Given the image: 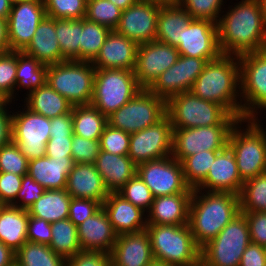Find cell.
<instances>
[{"mask_svg": "<svg viewBox=\"0 0 266 266\" xmlns=\"http://www.w3.org/2000/svg\"><path fill=\"white\" fill-rule=\"evenodd\" d=\"M56 36V19L46 16L38 25L30 44L23 52L45 65L67 61L61 54Z\"/></svg>", "mask_w": 266, "mask_h": 266, "instance_id": "cell-29", "label": "cell"}, {"mask_svg": "<svg viewBox=\"0 0 266 266\" xmlns=\"http://www.w3.org/2000/svg\"><path fill=\"white\" fill-rule=\"evenodd\" d=\"M0 172L28 174V160L13 141L0 147Z\"/></svg>", "mask_w": 266, "mask_h": 266, "instance_id": "cell-48", "label": "cell"}, {"mask_svg": "<svg viewBox=\"0 0 266 266\" xmlns=\"http://www.w3.org/2000/svg\"><path fill=\"white\" fill-rule=\"evenodd\" d=\"M77 231L82 250L108 254L112 251L118 236L103 208L79 224Z\"/></svg>", "mask_w": 266, "mask_h": 266, "instance_id": "cell-26", "label": "cell"}, {"mask_svg": "<svg viewBox=\"0 0 266 266\" xmlns=\"http://www.w3.org/2000/svg\"><path fill=\"white\" fill-rule=\"evenodd\" d=\"M172 153L173 128L167 115L158 123L130 134L128 156L137 166Z\"/></svg>", "mask_w": 266, "mask_h": 266, "instance_id": "cell-15", "label": "cell"}, {"mask_svg": "<svg viewBox=\"0 0 266 266\" xmlns=\"http://www.w3.org/2000/svg\"><path fill=\"white\" fill-rule=\"evenodd\" d=\"M149 266H171L163 262L153 261Z\"/></svg>", "mask_w": 266, "mask_h": 266, "instance_id": "cell-69", "label": "cell"}, {"mask_svg": "<svg viewBox=\"0 0 266 266\" xmlns=\"http://www.w3.org/2000/svg\"><path fill=\"white\" fill-rule=\"evenodd\" d=\"M24 105L49 119L70 113L73 105L47 83L24 97Z\"/></svg>", "mask_w": 266, "mask_h": 266, "instance_id": "cell-33", "label": "cell"}, {"mask_svg": "<svg viewBox=\"0 0 266 266\" xmlns=\"http://www.w3.org/2000/svg\"><path fill=\"white\" fill-rule=\"evenodd\" d=\"M238 59L242 119H249L266 110V49L245 53Z\"/></svg>", "mask_w": 266, "mask_h": 266, "instance_id": "cell-11", "label": "cell"}, {"mask_svg": "<svg viewBox=\"0 0 266 266\" xmlns=\"http://www.w3.org/2000/svg\"><path fill=\"white\" fill-rule=\"evenodd\" d=\"M12 4L9 0H0V17L7 19L10 11H11Z\"/></svg>", "mask_w": 266, "mask_h": 266, "instance_id": "cell-63", "label": "cell"}, {"mask_svg": "<svg viewBox=\"0 0 266 266\" xmlns=\"http://www.w3.org/2000/svg\"><path fill=\"white\" fill-rule=\"evenodd\" d=\"M118 193L145 213L154 200L151 190L138 174L128 180Z\"/></svg>", "mask_w": 266, "mask_h": 266, "instance_id": "cell-45", "label": "cell"}, {"mask_svg": "<svg viewBox=\"0 0 266 266\" xmlns=\"http://www.w3.org/2000/svg\"><path fill=\"white\" fill-rule=\"evenodd\" d=\"M240 212H266V172L243 183Z\"/></svg>", "mask_w": 266, "mask_h": 266, "instance_id": "cell-41", "label": "cell"}, {"mask_svg": "<svg viewBox=\"0 0 266 266\" xmlns=\"http://www.w3.org/2000/svg\"><path fill=\"white\" fill-rule=\"evenodd\" d=\"M13 102L10 101V99L5 95L3 94L1 91H0V109H4L6 108L7 106H12L10 104H12Z\"/></svg>", "mask_w": 266, "mask_h": 266, "instance_id": "cell-66", "label": "cell"}, {"mask_svg": "<svg viewBox=\"0 0 266 266\" xmlns=\"http://www.w3.org/2000/svg\"><path fill=\"white\" fill-rule=\"evenodd\" d=\"M122 11L109 0H87L85 18L115 30L119 24Z\"/></svg>", "mask_w": 266, "mask_h": 266, "instance_id": "cell-43", "label": "cell"}, {"mask_svg": "<svg viewBox=\"0 0 266 266\" xmlns=\"http://www.w3.org/2000/svg\"><path fill=\"white\" fill-rule=\"evenodd\" d=\"M46 17L44 3L22 0L11 7L7 18L8 43L10 50L23 52Z\"/></svg>", "mask_w": 266, "mask_h": 266, "instance_id": "cell-17", "label": "cell"}, {"mask_svg": "<svg viewBox=\"0 0 266 266\" xmlns=\"http://www.w3.org/2000/svg\"><path fill=\"white\" fill-rule=\"evenodd\" d=\"M166 116V100L142 88L132 99L107 117L108 124L132 134Z\"/></svg>", "mask_w": 266, "mask_h": 266, "instance_id": "cell-10", "label": "cell"}, {"mask_svg": "<svg viewBox=\"0 0 266 266\" xmlns=\"http://www.w3.org/2000/svg\"><path fill=\"white\" fill-rule=\"evenodd\" d=\"M155 261L171 266H200V248L188 224H147Z\"/></svg>", "mask_w": 266, "mask_h": 266, "instance_id": "cell-4", "label": "cell"}, {"mask_svg": "<svg viewBox=\"0 0 266 266\" xmlns=\"http://www.w3.org/2000/svg\"><path fill=\"white\" fill-rule=\"evenodd\" d=\"M45 191L46 189L29 174L23 175L21 188L16 197L15 207L28 210L34 202L41 198Z\"/></svg>", "mask_w": 266, "mask_h": 266, "instance_id": "cell-51", "label": "cell"}, {"mask_svg": "<svg viewBox=\"0 0 266 266\" xmlns=\"http://www.w3.org/2000/svg\"><path fill=\"white\" fill-rule=\"evenodd\" d=\"M264 20L266 21V0H258Z\"/></svg>", "mask_w": 266, "mask_h": 266, "instance_id": "cell-68", "label": "cell"}, {"mask_svg": "<svg viewBox=\"0 0 266 266\" xmlns=\"http://www.w3.org/2000/svg\"><path fill=\"white\" fill-rule=\"evenodd\" d=\"M234 125L173 129V158L182 162L198 152L224 150L228 146L229 134Z\"/></svg>", "mask_w": 266, "mask_h": 266, "instance_id": "cell-13", "label": "cell"}, {"mask_svg": "<svg viewBox=\"0 0 266 266\" xmlns=\"http://www.w3.org/2000/svg\"><path fill=\"white\" fill-rule=\"evenodd\" d=\"M191 198L192 193L154 197L153 203L146 213L147 224H188Z\"/></svg>", "mask_w": 266, "mask_h": 266, "instance_id": "cell-27", "label": "cell"}, {"mask_svg": "<svg viewBox=\"0 0 266 266\" xmlns=\"http://www.w3.org/2000/svg\"><path fill=\"white\" fill-rule=\"evenodd\" d=\"M141 1L153 2L165 6V5H176L178 4L179 0H141Z\"/></svg>", "mask_w": 266, "mask_h": 266, "instance_id": "cell-67", "label": "cell"}, {"mask_svg": "<svg viewBox=\"0 0 266 266\" xmlns=\"http://www.w3.org/2000/svg\"><path fill=\"white\" fill-rule=\"evenodd\" d=\"M109 193H118L137 174V165L128 155L100 151L94 163Z\"/></svg>", "mask_w": 266, "mask_h": 266, "instance_id": "cell-28", "label": "cell"}, {"mask_svg": "<svg viewBox=\"0 0 266 266\" xmlns=\"http://www.w3.org/2000/svg\"><path fill=\"white\" fill-rule=\"evenodd\" d=\"M228 9L217 22L221 54L240 56L266 49V21L258 0H241Z\"/></svg>", "mask_w": 266, "mask_h": 266, "instance_id": "cell-1", "label": "cell"}, {"mask_svg": "<svg viewBox=\"0 0 266 266\" xmlns=\"http://www.w3.org/2000/svg\"><path fill=\"white\" fill-rule=\"evenodd\" d=\"M71 148L75 163H95L101 151L99 140H90L75 134L72 136Z\"/></svg>", "mask_w": 266, "mask_h": 266, "instance_id": "cell-50", "label": "cell"}, {"mask_svg": "<svg viewBox=\"0 0 266 266\" xmlns=\"http://www.w3.org/2000/svg\"><path fill=\"white\" fill-rule=\"evenodd\" d=\"M250 243L248 224L245 215L240 212L201 248L200 266H239Z\"/></svg>", "mask_w": 266, "mask_h": 266, "instance_id": "cell-8", "label": "cell"}, {"mask_svg": "<svg viewBox=\"0 0 266 266\" xmlns=\"http://www.w3.org/2000/svg\"><path fill=\"white\" fill-rule=\"evenodd\" d=\"M71 198L66 189L46 190L41 198L34 202L27 211L29 216L54 223L68 218Z\"/></svg>", "mask_w": 266, "mask_h": 266, "instance_id": "cell-34", "label": "cell"}, {"mask_svg": "<svg viewBox=\"0 0 266 266\" xmlns=\"http://www.w3.org/2000/svg\"><path fill=\"white\" fill-rule=\"evenodd\" d=\"M29 213L12 205H0V241L17 252L27 240Z\"/></svg>", "mask_w": 266, "mask_h": 266, "instance_id": "cell-31", "label": "cell"}, {"mask_svg": "<svg viewBox=\"0 0 266 266\" xmlns=\"http://www.w3.org/2000/svg\"><path fill=\"white\" fill-rule=\"evenodd\" d=\"M137 49L136 42L116 30H111L92 64L95 69L134 70Z\"/></svg>", "mask_w": 266, "mask_h": 266, "instance_id": "cell-23", "label": "cell"}, {"mask_svg": "<svg viewBox=\"0 0 266 266\" xmlns=\"http://www.w3.org/2000/svg\"><path fill=\"white\" fill-rule=\"evenodd\" d=\"M176 49L182 56L208 59L209 61L217 59L221 55L217 23L208 19H192L183 29Z\"/></svg>", "mask_w": 266, "mask_h": 266, "instance_id": "cell-18", "label": "cell"}, {"mask_svg": "<svg viewBox=\"0 0 266 266\" xmlns=\"http://www.w3.org/2000/svg\"><path fill=\"white\" fill-rule=\"evenodd\" d=\"M15 264V252L0 241V266H13Z\"/></svg>", "mask_w": 266, "mask_h": 266, "instance_id": "cell-61", "label": "cell"}, {"mask_svg": "<svg viewBox=\"0 0 266 266\" xmlns=\"http://www.w3.org/2000/svg\"><path fill=\"white\" fill-rule=\"evenodd\" d=\"M10 1V3L13 5V4H16V3H18V2H20V1H22V0H9Z\"/></svg>", "mask_w": 266, "mask_h": 266, "instance_id": "cell-70", "label": "cell"}, {"mask_svg": "<svg viewBox=\"0 0 266 266\" xmlns=\"http://www.w3.org/2000/svg\"><path fill=\"white\" fill-rule=\"evenodd\" d=\"M95 70L92 62L74 60L47 65L46 83L73 106L89 105Z\"/></svg>", "mask_w": 266, "mask_h": 266, "instance_id": "cell-7", "label": "cell"}, {"mask_svg": "<svg viewBox=\"0 0 266 266\" xmlns=\"http://www.w3.org/2000/svg\"><path fill=\"white\" fill-rule=\"evenodd\" d=\"M245 215L250 241L266 248V212H241Z\"/></svg>", "mask_w": 266, "mask_h": 266, "instance_id": "cell-55", "label": "cell"}, {"mask_svg": "<svg viewBox=\"0 0 266 266\" xmlns=\"http://www.w3.org/2000/svg\"><path fill=\"white\" fill-rule=\"evenodd\" d=\"M46 16L53 19H83L87 0H45Z\"/></svg>", "mask_w": 266, "mask_h": 266, "instance_id": "cell-44", "label": "cell"}, {"mask_svg": "<svg viewBox=\"0 0 266 266\" xmlns=\"http://www.w3.org/2000/svg\"><path fill=\"white\" fill-rule=\"evenodd\" d=\"M110 257L114 266H149L154 257L146 229L118 235Z\"/></svg>", "mask_w": 266, "mask_h": 266, "instance_id": "cell-22", "label": "cell"}, {"mask_svg": "<svg viewBox=\"0 0 266 266\" xmlns=\"http://www.w3.org/2000/svg\"><path fill=\"white\" fill-rule=\"evenodd\" d=\"M161 6L157 3L138 0L122 11L115 30L138 45L155 41L157 18Z\"/></svg>", "mask_w": 266, "mask_h": 266, "instance_id": "cell-19", "label": "cell"}, {"mask_svg": "<svg viewBox=\"0 0 266 266\" xmlns=\"http://www.w3.org/2000/svg\"><path fill=\"white\" fill-rule=\"evenodd\" d=\"M226 2L224 0H179L178 4L186 10L193 19H208L217 23ZM224 8H223V7Z\"/></svg>", "mask_w": 266, "mask_h": 266, "instance_id": "cell-46", "label": "cell"}, {"mask_svg": "<svg viewBox=\"0 0 266 266\" xmlns=\"http://www.w3.org/2000/svg\"><path fill=\"white\" fill-rule=\"evenodd\" d=\"M193 18L179 4L160 7L155 41L177 48L183 29Z\"/></svg>", "mask_w": 266, "mask_h": 266, "instance_id": "cell-32", "label": "cell"}, {"mask_svg": "<svg viewBox=\"0 0 266 266\" xmlns=\"http://www.w3.org/2000/svg\"><path fill=\"white\" fill-rule=\"evenodd\" d=\"M228 147L235 156L243 182L266 172L265 137L250 119H240L233 126L229 134Z\"/></svg>", "mask_w": 266, "mask_h": 266, "instance_id": "cell-6", "label": "cell"}, {"mask_svg": "<svg viewBox=\"0 0 266 266\" xmlns=\"http://www.w3.org/2000/svg\"><path fill=\"white\" fill-rule=\"evenodd\" d=\"M239 266H266V248L251 242L246 247Z\"/></svg>", "mask_w": 266, "mask_h": 266, "instance_id": "cell-58", "label": "cell"}, {"mask_svg": "<svg viewBox=\"0 0 266 266\" xmlns=\"http://www.w3.org/2000/svg\"><path fill=\"white\" fill-rule=\"evenodd\" d=\"M29 1H36V2H39V3H44L45 0H29Z\"/></svg>", "mask_w": 266, "mask_h": 266, "instance_id": "cell-71", "label": "cell"}, {"mask_svg": "<svg viewBox=\"0 0 266 266\" xmlns=\"http://www.w3.org/2000/svg\"><path fill=\"white\" fill-rule=\"evenodd\" d=\"M240 213L239 195L193 189L188 225L201 249Z\"/></svg>", "mask_w": 266, "mask_h": 266, "instance_id": "cell-3", "label": "cell"}, {"mask_svg": "<svg viewBox=\"0 0 266 266\" xmlns=\"http://www.w3.org/2000/svg\"><path fill=\"white\" fill-rule=\"evenodd\" d=\"M166 115L173 129L236 124L240 120L222 105L203 100L191 91L169 98L166 101Z\"/></svg>", "mask_w": 266, "mask_h": 266, "instance_id": "cell-5", "label": "cell"}, {"mask_svg": "<svg viewBox=\"0 0 266 266\" xmlns=\"http://www.w3.org/2000/svg\"><path fill=\"white\" fill-rule=\"evenodd\" d=\"M220 151H202L186 157L182 162L186 183L195 189L207 176Z\"/></svg>", "mask_w": 266, "mask_h": 266, "instance_id": "cell-42", "label": "cell"}, {"mask_svg": "<svg viewBox=\"0 0 266 266\" xmlns=\"http://www.w3.org/2000/svg\"><path fill=\"white\" fill-rule=\"evenodd\" d=\"M51 223L48 221L29 216L27 228V240L29 242L49 245L51 242Z\"/></svg>", "mask_w": 266, "mask_h": 266, "instance_id": "cell-56", "label": "cell"}, {"mask_svg": "<svg viewBox=\"0 0 266 266\" xmlns=\"http://www.w3.org/2000/svg\"><path fill=\"white\" fill-rule=\"evenodd\" d=\"M75 162L73 159L47 156L28 161V174L46 190L66 189L67 177Z\"/></svg>", "mask_w": 266, "mask_h": 266, "instance_id": "cell-30", "label": "cell"}, {"mask_svg": "<svg viewBox=\"0 0 266 266\" xmlns=\"http://www.w3.org/2000/svg\"><path fill=\"white\" fill-rule=\"evenodd\" d=\"M82 19H56V37L66 60L80 61Z\"/></svg>", "mask_w": 266, "mask_h": 266, "instance_id": "cell-39", "label": "cell"}, {"mask_svg": "<svg viewBox=\"0 0 266 266\" xmlns=\"http://www.w3.org/2000/svg\"><path fill=\"white\" fill-rule=\"evenodd\" d=\"M47 65L41 63L36 58L24 52L17 51V72L15 86V100H19L16 95L23 88L27 90L26 96L39 87L46 84ZM17 98V99H16Z\"/></svg>", "mask_w": 266, "mask_h": 266, "instance_id": "cell-35", "label": "cell"}, {"mask_svg": "<svg viewBox=\"0 0 266 266\" xmlns=\"http://www.w3.org/2000/svg\"><path fill=\"white\" fill-rule=\"evenodd\" d=\"M50 128L49 118L31 111L24 104L22 110L12 112V141L28 161L46 156Z\"/></svg>", "mask_w": 266, "mask_h": 266, "instance_id": "cell-12", "label": "cell"}, {"mask_svg": "<svg viewBox=\"0 0 266 266\" xmlns=\"http://www.w3.org/2000/svg\"><path fill=\"white\" fill-rule=\"evenodd\" d=\"M102 208L117 235L140 232L147 227L146 213L119 193H109Z\"/></svg>", "mask_w": 266, "mask_h": 266, "instance_id": "cell-24", "label": "cell"}, {"mask_svg": "<svg viewBox=\"0 0 266 266\" xmlns=\"http://www.w3.org/2000/svg\"><path fill=\"white\" fill-rule=\"evenodd\" d=\"M141 89L134 70L96 69L90 105L108 117Z\"/></svg>", "mask_w": 266, "mask_h": 266, "instance_id": "cell-9", "label": "cell"}, {"mask_svg": "<svg viewBox=\"0 0 266 266\" xmlns=\"http://www.w3.org/2000/svg\"><path fill=\"white\" fill-rule=\"evenodd\" d=\"M102 208V203L82 198H71L70 208H69V220L78 226L84 222L87 218L96 214Z\"/></svg>", "mask_w": 266, "mask_h": 266, "instance_id": "cell-52", "label": "cell"}, {"mask_svg": "<svg viewBox=\"0 0 266 266\" xmlns=\"http://www.w3.org/2000/svg\"><path fill=\"white\" fill-rule=\"evenodd\" d=\"M51 242L49 247L65 259L81 251L77 226L69 218L51 223Z\"/></svg>", "mask_w": 266, "mask_h": 266, "instance_id": "cell-38", "label": "cell"}, {"mask_svg": "<svg viewBox=\"0 0 266 266\" xmlns=\"http://www.w3.org/2000/svg\"><path fill=\"white\" fill-rule=\"evenodd\" d=\"M137 174L154 197L193 192L185 181L181 162L172 155L138 165Z\"/></svg>", "mask_w": 266, "mask_h": 266, "instance_id": "cell-14", "label": "cell"}, {"mask_svg": "<svg viewBox=\"0 0 266 266\" xmlns=\"http://www.w3.org/2000/svg\"><path fill=\"white\" fill-rule=\"evenodd\" d=\"M10 50L8 43L7 19L0 17V53Z\"/></svg>", "mask_w": 266, "mask_h": 266, "instance_id": "cell-62", "label": "cell"}, {"mask_svg": "<svg viewBox=\"0 0 266 266\" xmlns=\"http://www.w3.org/2000/svg\"><path fill=\"white\" fill-rule=\"evenodd\" d=\"M190 91L203 100L222 105L230 114L242 119L238 56L221 54L208 61Z\"/></svg>", "mask_w": 266, "mask_h": 266, "instance_id": "cell-2", "label": "cell"}, {"mask_svg": "<svg viewBox=\"0 0 266 266\" xmlns=\"http://www.w3.org/2000/svg\"><path fill=\"white\" fill-rule=\"evenodd\" d=\"M258 116L261 117L259 114H256V115L250 117L249 119L260 129V131L263 133V135L265 137V141H266V127L265 128L262 127L263 125H261V124H263V123H261V121H263V120H259Z\"/></svg>", "mask_w": 266, "mask_h": 266, "instance_id": "cell-65", "label": "cell"}, {"mask_svg": "<svg viewBox=\"0 0 266 266\" xmlns=\"http://www.w3.org/2000/svg\"><path fill=\"white\" fill-rule=\"evenodd\" d=\"M110 254L101 251L81 250L66 259V266H110Z\"/></svg>", "mask_w": 266, "mask_h": 266, "instance_id": "cell-54", "label": "cell"}, {"mask_svg": "<svg viewBox=\"0 0 266 266\" xmlns=\"http://www.w3.org/2000/svg\"><path fill=\"white\" fill-rule=\"evenodd\" d=\"M243 183L237 169L235 156L227 146L217 154L206 178L195 189L239 195Z\"/></svg>", "mask_w": 266, "mask_h": 266, "instance_id": "cell-21", "label": "cell"}, {"mask_svg": "<svg viewBox=\"0 0 266 266\" xmlns=\"http://www.w3.org/2000/svg\"><path fill=\"white\" fill-rule=\"evenodd\" d=\"M16 72L17 51L9 50L0 53V91L11 102L15 101Z\"/></svg>", "mask_w": 266, "mask_h": 266, "instance_id": "cell-47", "label": "cell"}, {"mask_svg": "<svg viewBox=\"0 0 266 266\" xmlns=\"http://www.w3.org/2000/svg\"><path fill=\"white\" fill-rule=\"evenodd\" d=\"M179 51L171 45L151 41L138 45L134 74L142 88H148L155 79L179 57Z\"/></svg>", "mask_w": 266, "mask_h": 266, "instance_id": "cell-20", "label": "cell"}, {"mask_svg": "<svg viewBox=\"0 0 266 266\" xmlns=\"http://www.w3.org/2000/svg\"><path fill=\"white\" fill-rule=\"evenodd\" d=\"M121 10H126L129 6L134 5L138 0H109Z\"/></svg>", "mask_w": 266, "mask_h": 266, "instance_id": "cell-64", "label": "cell"}, {"mask_svg": "<svg viewBox=\"0 0 266 266\" xmlns=\"http://www.w3.org/2000/svg\"><path fill=\"white\" fill-rule=\"evenodd\" d=\"M22 177L13 173L0 172V205H16Z\"/></svg>", "mask_w": 266, "mask_h": 266, "instance_id": "cell-53", "label": "cell"}, {"mask_svg": "<svg viewBox=\"0 0 266 266\" xmlns=\"http://www.w3.org/2000/svg\"><path fill=\"white\" fill-rule=\"evenodd\" d=\"M111 29L106 26L82 19V32L80 44V61L93 62L98 56L102 45Z\"/></svg>", "mask_w": 266, "mask_h": 266, "instance_id": "cell-40", "label": "cell"}, {"mask_svg": "<svg viewBox=\"0 0 266 266\" xmlns=\"http://www.w3.org/2000/svg\"><path fill=\"white\" fill-rule=\"evenodd\" d=\"M73 133L80 137L99 140L108 124L107 116L92 105L73 106Z\"/></svg>", "mask_w": 266, "mask_h": 266, "instance_id": "cell-36", "label": "cell"}, {"mask_svg": "<svg viewBox=\"0 0 266 266\" xmlns=\"http://www.w3.org/2000/svg\"><path fill=\"white\" fill-rule=\"evenodd\" d=\"M17 266H66V259L49 245L26 241L15 253Z\"/></svg>", "mask_w": 266, "mask_h": 266, "instance_id": "cell-37", "label": "cell"}, {"mask_svg": "<svg viewBox=\"0 0 266 266\" xmlns=\"http://www.w3.org/2000/svg\"><path fill=\"white\" fill-rule=\"evenodd\" d=\"M8 108L0 109V147L12 141V111Z\"/></svg>", "mask_w": 266, "mask_h": 266, "instance_id": "cell-60", "label": "cell"}, {"mask_svg": "<svg viewBox=\"0 0 266 266\" xmlns=\"http://www.w3.org/2000/svg\"><path fill=\"white\" fill-rule=\"evenodd\" d=\"M50 136H73L72 111L50 119Z\"/></svg>", "mask_w": 266, "mask_h": 266, "instance_id": "cell-59", "label": "cell"}, {"mask_svg": "<svg viewBox=\"0 0 266 266\" xmlns=\"http://www.w3.org/2000/svg\"><path fill=\"white\" fill-rule=\"evenodd\" d=\"M130 134L106 125L100 138L101 150L115 155H128Z\"/></svg>", "mask_w": 266, "mask_h": 266, "instance_id": "cell-49", "label": "cell"}, {"mask_svg": "<svg viewBox=\"0 0 266 266\" xmlns=\"http://www.w3.org/2000/svg\"><path fill=\"white\" fill-rule=\"evenodd\" d=\"M72 136H50L46 144V156L49 158L73 159Z\"/></svg>", "mask_w": 266, "mask_h": 266, "instance_id": "cell-57", "label": "cell"}, {"mask_svg": "<svg viewBox=\"0 0 266 266\" xmlns=\"http://www.w3.org/2000/svg\"><path fill=\"white\" fill-rule=\"evenodd\" d=\"M66 191L73 198L103 202L109 192L94 163H75L67 177Z\"/></svg>", "mask_w": 266, "mask_h": 266, "instance_id": "cell-25", "label": "cell"}, {"mask_svg": "<svg viewBox=\"0 0 266 266\" xmlns=\"http://www.w3.org/2000/svg\"><path fill=\"white\" fill-rule=\"evenodd\" d=\"M208 61L180 55L177 61L161 73L147 89L166 101L174 95L190 91Z\"/></svg>", "mask_w": 266, "mask_h": 266, "instance_id": "cell-16", "label": "cell"}]
</instances>
